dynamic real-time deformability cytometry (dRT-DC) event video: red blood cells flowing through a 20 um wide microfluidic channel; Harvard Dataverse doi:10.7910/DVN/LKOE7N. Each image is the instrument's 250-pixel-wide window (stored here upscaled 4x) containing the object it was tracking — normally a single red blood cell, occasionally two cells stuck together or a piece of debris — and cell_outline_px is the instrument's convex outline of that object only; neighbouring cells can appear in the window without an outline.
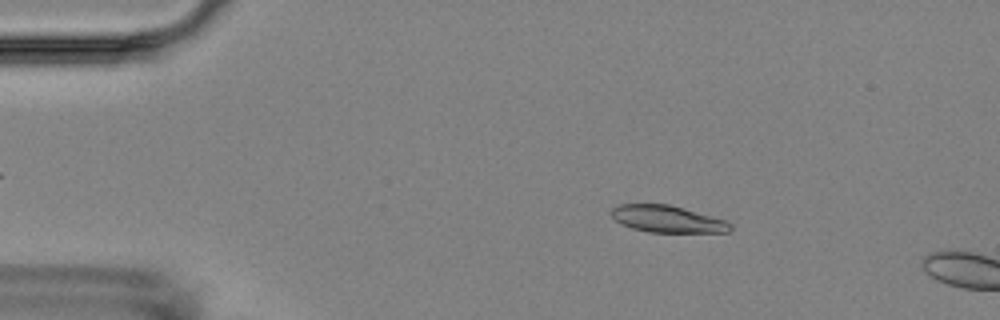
{"species": "Egyptian fruit bat (a non-hibernating species)", "species_latin": "Rousettus aegyptiacus", "temperature_condition": "room temperature", "stored_images_in_passage": 3, "camera_frame_rate_fps": 3000, "um_per_image_px": 0.085, "animal": {"sex": "female"}, "frame": {"image": 1, "passage_image": 2, "time_ms": 1.0, "image_size_px": [1000, 320], "cell_outline_px": [[732, 228], [728, 232], [648, 232], [632, 228], [616, 220], [612, 216], [612, 208], [620, 204], [668, 204], [724, 220], [732, 224]], "centroid_in_image_um": [56.72, 18.62], "position_along_channel_um": 28.3, "area_um2": 18.26}}